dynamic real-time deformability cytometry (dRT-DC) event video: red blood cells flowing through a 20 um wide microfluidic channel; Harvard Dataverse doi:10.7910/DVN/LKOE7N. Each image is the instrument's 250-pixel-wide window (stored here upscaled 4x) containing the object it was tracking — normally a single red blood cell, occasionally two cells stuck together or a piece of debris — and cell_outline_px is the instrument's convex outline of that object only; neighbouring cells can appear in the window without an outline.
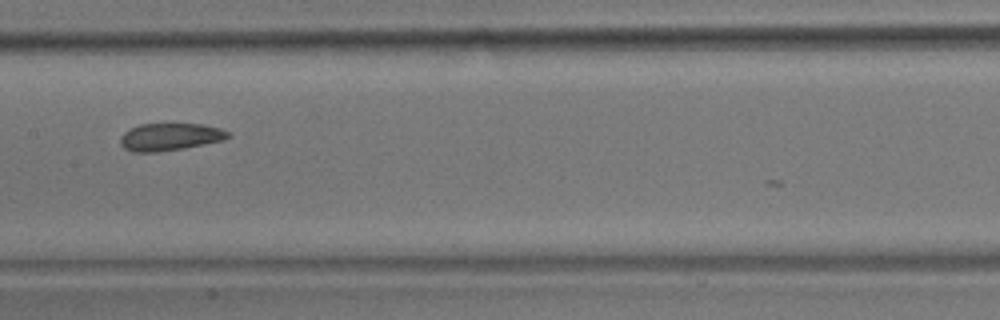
{"species": "common noctule bat (a hibernating species)", "species_latin": "Nyctalus noctula", "temperature_condition": "room temperature", "stored_images_in_passage": 10, "camera_frame_rate_fps": 3000, "um_per_image_px": 0.085, "animal": {"sex": "male", "body_mass_g": 17.9}, "frame": {"image": 1, "passage_image": 9, "time_ms": 2.667, "image_size_px": [1000, 320], "cell_outline_px": [[232, 136], [224, 140], [184, 148], [156, 152], [132, 152], [124, 148], [120, 144], [120, 136], [124, 132], [140, 124], [204, 124], [220, 128], [228, 132]], "centroid_in_image_um": [14.45, 11.63], "position_along_channel_um": 192.9, "area_um2": 17.22}}